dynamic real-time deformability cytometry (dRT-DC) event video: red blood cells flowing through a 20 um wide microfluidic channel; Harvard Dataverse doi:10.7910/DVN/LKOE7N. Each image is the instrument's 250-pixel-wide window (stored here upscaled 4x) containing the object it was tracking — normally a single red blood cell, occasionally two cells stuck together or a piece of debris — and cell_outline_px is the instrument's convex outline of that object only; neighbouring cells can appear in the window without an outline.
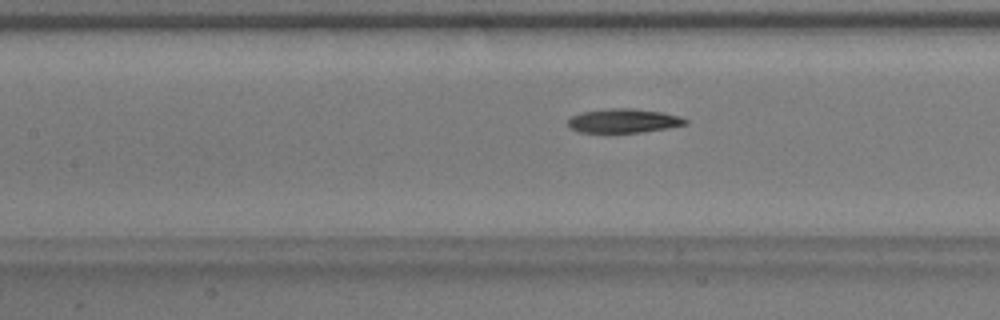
{"species": "common noctule bat (a hibernating species)", "species_latin": "Nyctalus noctula", "temperature_condition": "warm", "stored_images_in_passage": 19, "camera_frame_rate_fps": 3000, "um_per_image_px": 0.085, "animal": {"sex": "male", "body_mass_g": 17.9}, "frame": {"image": 1, "passage_image": 16, "time_ms": 5.0, "image_size_px": [1000, 320], "cell_outline_px": [[688, 124], [640, 132], [580, 132], [568, 128], [568, 116], [580, 112], [608, 108], [632, 108], [664, 112], [680, 116], [688, 120]], "centroid_in_image_um": [52.96, 10.25], "position_along_channel_um": 154.4, "area_um2": 16.59}}